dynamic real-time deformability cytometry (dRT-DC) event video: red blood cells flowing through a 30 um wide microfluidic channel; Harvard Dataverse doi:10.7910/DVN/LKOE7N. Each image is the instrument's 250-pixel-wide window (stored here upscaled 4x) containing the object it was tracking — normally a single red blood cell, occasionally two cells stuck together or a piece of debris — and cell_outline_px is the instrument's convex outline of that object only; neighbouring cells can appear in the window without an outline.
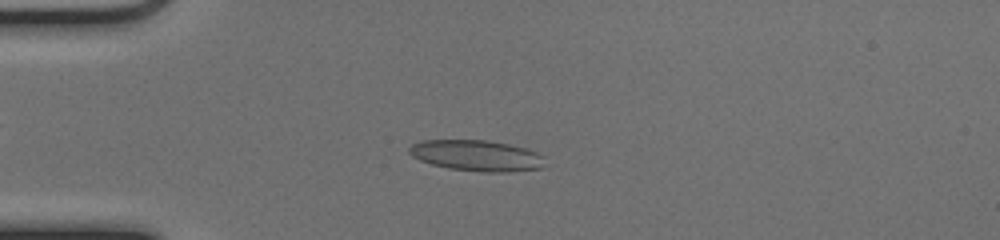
{"species": "common noctule bat (a hibernating species)", "species_latin": "Nyctalus noctula", "temperature_condition": "cold", "stored_images_in_passage": 51, "camera_frame_rate_fps": 3000, "um_per_image_px": 0.085, "animal": {"sex": "female", "body_mass_g": 17.0, "forearm_length_mm": 48.0}, "frame": {"image": 1, "passage_image": 13, "time_ms": 4.0, "image_size_px": [1000, 240], "cell_outline_px": [[544, 168], [508, 172], [480, 172], [448, 168], [432, 164], [420, 160], [412, 156], [408, 152], [408, 148], [412, 144], [420, 140], [488, 140], [528, 148], [544, 156]], "centroid_in_image_um": [40.53, 13.22], "position_along_channel_um": 44.5, "area_um2": 24.74}}
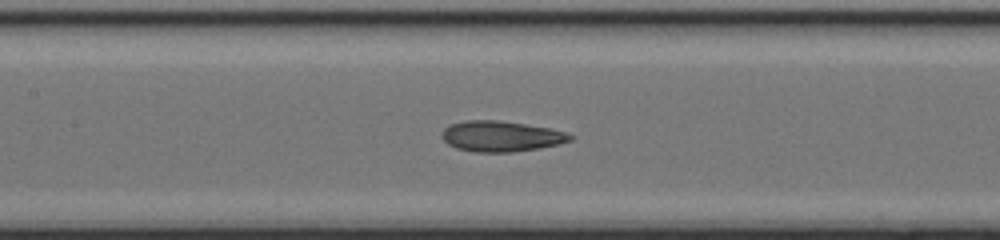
{"frame": {"image": 2, "passage_image": 24, "time_ms": 7.667, "image_size_px": [1000, 240], "cell_outline_px": [[576, 136], [572, 140], [560, 144], [540, 148], [512, 152], [476, 152], [456, 148], [448, 144], [440, 136], [440, 132], [448, 124], [464, 120], [496, 120], [552, 128], [568, 132]], "centroid_in_image_um": [42.6, 11.58], "position_along_channel_um": 164.8, "area_um2": 23.29}}
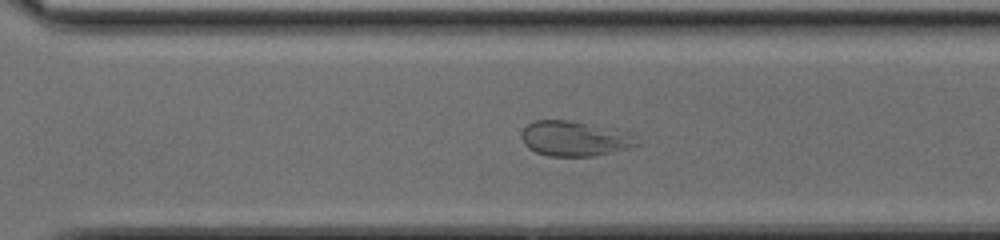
{"frame": {"image": 3, "passage_image": 36, "time_ms": 11.667, "image_size_px": [1000, 240], "cell_outline_px": [[640, 144], [628, 148], [612, 152], [592, 156], [548, 156], [536, 152], [528, 148], [524, 144], [520, 136], [524, 128], [528, 124], [536, 120], [568, 120], [588, 124], [632, 136]], "centroid_in_image_um": [48.72, 11.8], "position_along_channel_um": 321.9, "area_um2": 22.83}, "authors_computed_cell_mechanics": {"area_um2": 25.2586, "velocity_mm_per_s": 3.9335, "shape_relaxation_time_tau1_ms": null, "shape_relaxation_time_tau2_ms": 1.2143, "deformation_change_tau1": null, "deformation_change_tau2": 0.0731}}